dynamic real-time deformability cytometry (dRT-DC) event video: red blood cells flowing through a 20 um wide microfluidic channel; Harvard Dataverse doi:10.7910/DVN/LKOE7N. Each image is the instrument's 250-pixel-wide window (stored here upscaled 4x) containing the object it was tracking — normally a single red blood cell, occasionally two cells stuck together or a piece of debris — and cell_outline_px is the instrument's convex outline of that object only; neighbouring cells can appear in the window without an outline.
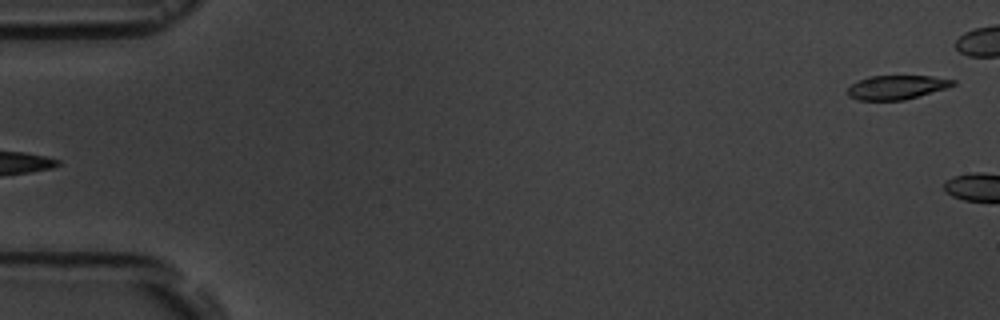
{"species": "common noctule bat (a hibernating species)", "species_latin": "Nyctalus noctula", "temperature_condition": "room temperature", "stored_images_in_passage": 6, "segment_of_instrument_passage": [2, 2], "camera_frame_rate_fps": 3000, "um_per_image_px": 0.085, "animal": {"sex": "male", "body_mass_g": 19.5, "forearm_length_mm": 54.6}, "frame": {"image": 1, "passage_image": 6, "time_ms": 6.667, "image_size_px": [1000, 320], "cell_outline_px": [[956, 84], [948, 88], [904, 100], [856, 100], [848, 96], [848, 88], [852, 84], [868, 76], [932, 76], [956, 80]], "centroid_in_image_um": [76.24, 7.42], "position_along_channel_um": 8.8, "area_um2": 14.8}}